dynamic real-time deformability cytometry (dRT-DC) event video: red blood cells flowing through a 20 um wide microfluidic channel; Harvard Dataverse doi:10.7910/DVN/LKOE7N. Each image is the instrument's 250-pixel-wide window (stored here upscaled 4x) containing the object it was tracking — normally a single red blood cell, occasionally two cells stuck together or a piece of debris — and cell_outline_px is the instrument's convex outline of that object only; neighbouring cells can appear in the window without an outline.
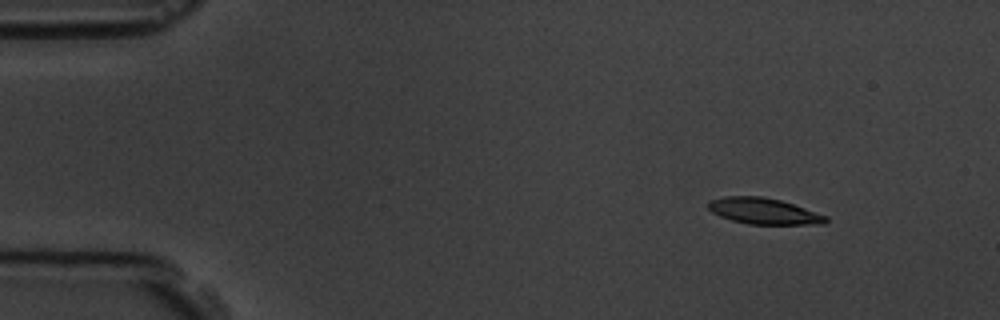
{"species": "common noctule bat (a hibernating species)", "species_latin": "Nyctalus noctula", "temperature_condition": "room temperature", "stored_images_in_passage": 5, "camera_frame_rate_fps": 3000, "um_per_image_px": 0.085, "animal": {"sex": "male", "body_mass_g": 19.5, "forearm_length_mm": 54.6}, "frame": {"image": 1, "passage_image": 2, "time_ms": 1.333, "image_size_px": [1000, 320], "cell_outline_px": [[828, 220], [824, 224], [748, 224], [732, 220], [720, 216], [712, 212], [708, 208], [708, 200], [724, 196], [764, 196], [780, 200], [828, 216]], "centroid_in_image_um": [64.89, 17.94], "position_along_channel_um": 20.1, "area_um2": 17.86}}
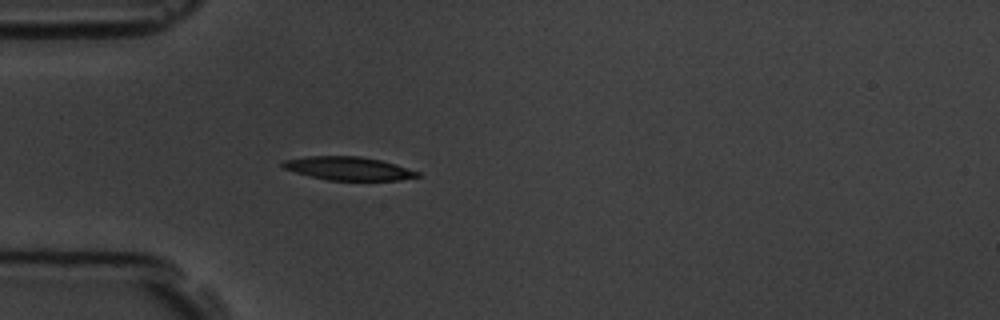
{"frame": {"image": 2, "passage_image": 5, "time_ms": 4.667, "image_size_px": [1000, 320], "cell_outline_px": [[420, 176], [400, 180], [328, 180], [296, 172], [284, 168], [280, 164], [284, 160], [308, 156], [360, 156], [380, 160], [396, 164], [420, 172]], "centroid_in_image_um": [29.64, 14.31], "position_along_channel_um": 55.4, "area_um2": 18.21}}